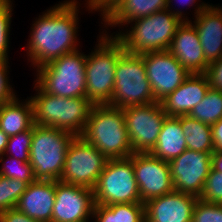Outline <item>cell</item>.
Returning <instances> with one entry per match:
<instances>
[{
  "label": "cell",
  "mask_w": 222,
  "mask_h": 222,
  "mask_svg": "<svg viewBox=\"0 0 222 222\" xmlns=\"http://www.w3.org/2000/svg\"><path fill=\"white\" fill-rule=\"evenodd\" d=\"M78 3L77 0L60 2L36 18L26 50L31 66L39 68L78 49Z\"/></svg>",
  "instance_id": "obj_1"
},
{
  "label": "cell",
  "mask_w": 222,
  "mask_h": 222,
  "mask_svg": "<svg viewBox=\"0 0 222 222\" xmlns=\"http://www.w3.org/2000/svg\"><path fill=\"white\" fill-rule=\"evenodd\" d=\"M37 95L31 96L33 122L35 125L54 127L81 136L92 106L88 98H65L45 92L37 83Z\"/></svg>",
  "instance_id": "obj_2"
},
{
  "label": "cell",
  "mask_w": 222,
  "mask_h": 222,
  "mask_svg": "<svg viewBox=\"0 0 222 222\" xmlns=\"http://www.w3.org/2000/svg\"><path fill=\"white\" fill-rule=\"evenodd\" d=\"M81 137L108 159L127 158L133 154L121 108L93 105Z\"/></svg>",
  "instance_id": "obj_3"
},
{
  "label": "cell",
  "mask_w": 222,
  "mask_h": 222,
  "mask_svg": "<svg viewBox=\"0 0 222 222\" xmlns=\"http://www.w3.org/2000/svg\"><path fill=\"white\" fill-rule=\"evenodd\" d=\"M103 34V35H102ZM94 51L85 60L86 98L94 105L108 104L113 95L116 63L125 51L114 35L102 31Z\"/></svg>",
  "instance_id": "obj_4"
},
{
  "label": "cell",
  "mask_w": 222,
  "mask_h": 222,
  "mask_svg": "<svg viewBox=\"0 0 222 222\" xmlns=\"http://www.w3.org/2000/svg\"><path fill=\"white\" fill-rule=\"evenodd\" d=\"M130 23V30L120 31L115 36L123 43L125 51L141 55L168 50L183 20L167 8Z\"/></svg>",
  "instance_id": "obj_5"
},
{
  "label": "cell",
  "mask_w": 222,
  "mask_h": 222,
  "mask_svg": "<svg viewBox=\"0 0 222 222\" xmlns=\"http://www.w3.org/2000/svg\"><path fill=\"white\" fill-rule=\"evenodd\" d=\"M75 137L54 127L33 125L29 162L36 180H60L67 150Z\"/></svg>",
  "instance_id": "obj_6"
},
{
  "label": "cell",
  "mask_w": 222,
  "mask_h": 222,
  "mask_svg": "<svg viewBox=\"0 0 222 222\" xmlns=\"http://www.w3.org/2000/svg\"><path fill=\"white\" fill-rule=\"evenodd\" d=\"M78 49L36 68L35 82L47 93L65 97L86 98L85 60ZM38 72V73H37Z\"/></svg>",
  "instance_id": "obj_7"
},
{
  "label": "cell",
  "mask_w": 222,
  "mask_h": 222,
  "mask_svg": "<svg viewBox=\"0 0 222 222\" xmlns=\"http://www.w3.org/2000/svg\"><path fill=\"white\" fill-rule=\"evenodd\" d=\"M153 102L157 101L147 78L143 58L124 51L116 63L113 95L107 105L124 109Z\"/></svg>",
  "instance_id": "obj_8"
},
{
  "label": "cell",
  "mask_w": 222,
  "mask_h": 222,
  "mask_svg": "<svg viewBox=\"0 0 222 222\" xmlns=\"http://www.w3.org/2000/svg\"><path fill=\"white\" fill-rule=\"evenodd\" d=\"M95 204L142 203L133 168V154L109 159L93 188Z\"/></svg>",
  "instance_id": "obj_9"
},
{
  "label": "cell",
  "mask_w": 222,
  "mask_h": 222,
  "mask_svg": "<svg viewBox=\"0 0 222 222\" xmlns=\"http://www.w3.org/2000/svg\"><path fill=\"white\" fill-rule=\"evenodd\" d=\"M108 160L94 145L76 136L67 150L59 181L93 189Z\"/></svg>",
  "instance_id": "obj_10"
},
{
  "label": "cell",
  "mask_w": 222,
  "mask_h": 222,
  "mask_svg": "<svg viewBox=\"0 0 222 222\" xmlns=\"http://www.w3.org/2000/svg\"><path fill=\"white\" fill-rule=\"evenodd\" d=\"M133 153H149L156 145L166 113L160 102L123 109Z\"/></svg>",
  "instance_id": "obj_11"
},
{
  "label": "cell",
  "mask_w": 222,
  "mask_h": 222,
  "mask_svg": "<svg viewBox=\"0 0 222 222\" xmlns=\"http://www.w3.org/2000/svg\"><path fill=\"white\" fill-rule=\"evenodd\" d=\"M141 57L157 102L175 91L191 74L168 50L143 53Z\"/></svg>",
  "instance_id": "obj_12"
},
{
  "label": "cell",
  "mask_w": 222,
  "mask_h": 222,
  "mask_svg": "<svg viewBox=\"0 0 222 222\" xmlns=\"http://www.w3.org/2000/svg\"><path fill=\"white\" fill-rule=\"evenodd\" d=\"M169 164L174 191L199 198L212 167V154L186 149Z\"/></svg>",
  "instance_id": "obj_13"
},
{
  "label": "cell",
  "mask_w": 222,
  "mask_h": 222,
  "mask_svg": "<svg viewBox=\"0 0 222 222\" xmlns=\"http://www.w3.org/2000/svg\"><path fill=\"white\" fill-rule=\"evenodd\" d=\"M133 168L142 203L174 191L169 162L151 153H133Z\"/></svg>",
  "instance_id": "obj_14"
},
{
  "label": "cell",
  "mask_w": 222,
  "mask_h": 222,
  "mask_svg": "<svg viewBox=\"0 0 222 222\" xmlns=\"http://www.w3.org/2000/svg\"><path fill=\"white\" fill-rule=\"evenodd\" d=\"M94 206L93 189L56 181L52 222H89Z\"/></svg>",
  "instance_id": "obj_15"
},
{
  "label": "cell",
  "mask_w": 222,
  "mask_h": 222,
  "mask_svg": "<svg viewBox=\"0 0 222 222\" xmlns=\"http://www.w3.org/2000/svg\"><path fill=\"white\" fill-rule=\"evenodd\" d=\"M198 197L173 191L144 203L145 222H192Z\"/></svg>",
  "instance_id": "obj_16"
},
{
  "label": "cell",
  "mask_w": 222,
  "mask_h": 222,
  "mask_svg": "<svg viewBox=\"0 0 222 222\" xmlns=\"http://www.w3.org/2000/svg\"><path fill=\"white\" fill-rule=\"evenodd\" d=\"M168 51L191 74L206 73L205 60L198 33L189 21H183L173 36Z\"/></svg>",
  "instance_id": "obj_17"
},
{
  "label": "cell",
  "mask_w": 222,
  "mask_h": 222,
  "mask_svg": "<svg viewBox=\"0 0 222 222\" xmlns=\"http://www.w3.org/2000/svg\"><path fill=\"white\" fill-rule=\"evenodd\" d=\"M209 88L205 73L190 74L175 91L162 99L160 104L167 116L189 115L205 97Z\"/></svg>",
  "instance_id": "obj_18"
},
{
  "label": "cell",
  "mask_w": 222,
  "mask_h": 222,
  "mask_svg": "<svg viewBox=\"0 0 222 222\" xmlns=\"http://www.w3.org/2000/svg\"><path fill=\"white\" fill-rule=\"evenodd\" d=\"M56 181L35 180L20 196L16 208L35 220L52 222Z\"/></svg>",
  "instance_id": "obj_19"
},
{
  "label": "cell",
  "mask_w": 222,
  "mask_h": 222,
  "mask_svg": "<svg viewBox=\"0 0 222 222\" xmlns=\"http://www.w3.org/2000/svg\"><path fill=\"white\" fill-rule=\"evenodd\" d=\"M192 23L204 51L205 60L210 64L222 58V6L202 10Z\"/></svg>",
  "instance_id": "obj_20"
},
{
  "label": "cell",
  "mask_w": 222,
  "mask_h": 222,
  "mask_svg": "<svg viewBox=\"0 0 222 222\" xmlns=\"http://www.w3.org/2000/svg\"><path fill=\"white\" fill-rule=\"evenodd\" d=\"M167 0H123L104 19V27H123L129 22L167 9Z\"/></svg>",
  "instance_id": "obj_21"
},
{
  "label": "cell",
  "mask_w": 222,
  "mask_h": 222,
  "mask_svg": "<svg viewBox=\"0 0 222 222\" xmlns=\"http://www.w3.org/2000/svg\"><path fill=\"white\" fill-rule=\"evenodd\" d=\"M187 149L184 133L181 128L180 116H167L155 147L149 152L166 162L177 158Z\"/></svg>",
  "instance_id": "obj_22"
},
{
  "label": "cell",
  "mask_w": 222,
  "mask_h": 222,
  "mask_svg": "<svg viewBox=\"0 0 222 222\" xmlns=\"http://www.w3.org/2000/svg\"><path fill=\"white\" fill-rule=\"evenodd\" d=\"M33 125V106L29 98L23 102L16 96L0 104V129L8 137L29 130Z\"/></svg>",
  "instance_id": "obj_23"
},
{
  "label": "cell",
  "mask_w": 222,
  "mask_h": 222,
  "mask_svg": "<svg viewBox=\"0 0 222 222\" xmlns=\"http://www.w3.org/2000/svg\"><path fill=\"white\" fill-rule=\"evenodd\" d=\"M94 222H145L144 203L95 204Z\"/></svg>",
  "instance_id": "obj_24"
},
{
  "label": "cell",
  "mask_w": 222,
  "mask_h": 222,
  "mask_svg": "<svg viewBox=\"0 0 222 222\" xmlns=\"http://www.w3.org/2000/svg\"><path fill=\"white\" fill-rule=\"evenodd\" d=\"M180 123L187 149L214 153L211 125L205 124L189 115H181Z\"/></svg>",
  "instance_id": "obj_25"
},
{
  "label": "cell",
  "mask_w": 222,
  "mask_h": 222,
  "mask_svg": "<svg viewBox=\"0 0 222 222\" xmlns=\"http://www.w3.org/2000/svg\"><path fill=\"white\" fill-rule=\"evenodd\" d=\"M189 116L208 125L219 121L222 118V91L210 87L202 101L191 110Z\"/></svg>",
  "instance_id": "obj_26"
},
{
  "label": "cell",
  "mask_w": 222,
  "mask_h": 222,
  "mask_svg": "<svg viewBox=\"0 0 222 222\" xmlns=\"http://www.w3.org/2000/svg\"><path fill=\"white\" fill-rule=\"evenodd\" d=\"M4 159H9V161ZM0 162L3 165L0 167L1 176L21 180L22 182H26L28 185L36 180L30 162L18 160L10 155L5 156L4 154L0 155Z\"/></svg>",
  "instance_id": "obj_27"
},
{
  "label": "cell",
  "mask_w": 222,
  "mask_h": 222,
  "mask_svg": "<svg viewBox=\"0 0 222 222\" xmlns=\"http://www.w3.org/2000/svg\"><path fill=\"white\" fill-rule=\"evenodd\" d=\"M27 187L28 184L26 182L0 175V213L16 208L20 196Z\"/></svg>",
  "instance_id": "obj_28"
},
{
  "label": "cell",
  "mask_w": 222,
  "mask_h": 222,
  "mask_svg": "<svg viewBox=\"0 0 222 222\" xmlns=\"http://www.w3.org/2000/svg\"><path fill=\"white\" fill-rule=\"evenodd\" d=\"M32 136L33 126L29 130L10 136L4 155L9 153V155L18 160L29 162Z\"/></svg>",
  "instance_id": "obj_29"
},
{
  "label": "cell",
  "mask_w": 222,
  "mask_h": 222,
  "mask_svg": "<svg viewBox=\"0 0 222 222\" xmlns=\"http://www.w3.org/2000/svg\"><path fill=\"white\" fill-rule=\"evenodd\" d=\"M199 199L208 203L222 204V172L211 167Z\"/></svg>",
  "instance_id": "obj_30"
},
{
  "label": "cell",
  "mask_w": 222,
  "mask_h": 222,
  "mask_svg": "<svg viewBox=\"0 0 222 222\" xmlns=\"http://www.w3.org/2000/svg\"><path fill=\"white\" fill-rule=\"evenodd\" d=\"M13 3H0V58L9 60V34L12 20Z\"/></svg>",
  "instance_id": "obj_31"
},
{
  "label": "cell",
  "mask_w": 222,
  "mask_h": 222,
  "mask_svg": "<svg viewBox=\"0 0 222 222\" xmlns=\"http://www.w3.org/2000/svg\"><path fill=\"white\" fill-rule=\"evenodd\" d=\"M192 222H222V204L208 203L198 198L193 208Z\"/></svg>",
  "instance_id": "obj_32"
},
{
  "label": "cell",
  "mask_w": 222,
  "mask_h": 222,
  "mask_svg": "<svg viewBox=\"0 0 222 222\" xmlns=\"http://www.w3.org/2000/svg\"><path fill=\"white\" fill-rule=\"evenodd\" d=\"M9 61L7 59L0 58V104L14 99L15 91H13L12 85L9 83Z\"/></svg>",
  "instance_id": "obj_33"
},
{
  "label": "cell",
  "mask_w": 222,
  "mask_h": 222,
  "mask_svg": "<svg viewBox=\"0 0 222 222\" xmlns=\"http://www.w3.org/2000/svg\"><path fill=\"white\" fill-rule=\"evenodd\" d=\"M123 0H87L88 11H99L102 15V20Z\"/></svg>",
  "instance_id": "obj_34"
},
{
  "label": "cell",
  "mask_w": 222,
  "mask_h": 222,
  "mask_svg": "<svg viewBox=\"0 0 222 222\" xmlns=\"http://www.w3.org/2000/svg\"><path fill=\"white\" fill-rule=\"evenodd\" d=\"M205 74L210 87L222 91V58L210 63Z\"/></svg>",
  "instance_id": "obj_35"
},
{
  "label": "cell",
  "mask_w": 222,
  "mask_h": 222,
  "mask_svg": "<svg viewBox=\"0 0 222 222\" xmlns=\"http://www.w3.org/2000/svg\"><path fill=\"white\" fill-rule=\"evenodd\" d=\"M168 1V5H167V8L168 10L172 11L176 16H178L179 18H181L183 21H189V19L187 18V16H184L186 14H183L182 11L174 8V10H172L173 8V5L171 3H173V1H176V0H167ZM178 2H180L179 4H182L183 6H193L194 4L197 5V7H195V13H194V16L196 17L202 10L204 9H207L209 7H211L212 5L210 4H206L204 2H202L201 4L198 5V3L196 2H199V0H177ZM176 1V2H177ZM185 4V5H184ZM172 5V6H171Z\"/></svg>",
  "instance_id": "obj_36"
},
{
  "label": "cell",
  "mask_w": 222,
  "mask_h": 222,
  "mask_svg": "<svg viewBox=\"0 0 222 222\" xmlns=\"http://www.w3.org/2000/svg\"><path fill=\"white\" fill-rule=\"evenodd\" d=\"M0 222H44L30 218L28 215L19 211L17 208H11L0 213Z\"/></svg>",
  "instance_id": "obj_37"
},
{
  "label": "cell",
  "mask_w": 222,
  "mask_h": 222,
  "mask_svg": "<svg viewBox=\"0 0 222 222\" xmlns=\"http://www.w3.org/2000/svg\"><path fill=\"white\" fill-rule=\"evenodd\" d=\"M214 152H222V118L211 125Z\"/></svg>",
  "instance_id": "obj_38"
},
{
  "label": "cell",
  "mask_w": 222,
  "mask_h": 222,
  "mask_svg": "<svg viewBox=\"0 0 222 222\" xmlns=\"http://www.w3.org/2000/svg\"><path fill=\"white\" fill-rule=\"evenodd\" d=\"M212 168L222 172V152H214L212 154Z\"/></svg>",
  "instance_id": "obj_39"
},
{
  "label": "cell",
  "mask_w": 222,
  "mask_h": 222,
  "mask_svg": "<svg viewBox=\"0 0 222 222\" xmlns=\"http://www.w3.org/2000/svg\"><path fill=\"white\" fill-rule=\"evenodd\" d=\"M8 136L0 129V155L4 154L7 143H8Z\"/></svg>",
  "instance_id": "obj_40"
},
{
  "label": "cell",
  "mask_w": 222,
  "mask_h": 222,
  "mask_svg": "<svg viewBox=\"0 0 222 222\" xmlns=\"http://www.w3.org/2000/svg\"><path fill=\"white\" fill-rule=\"evenodd\" d=\"M12 1L11 0H0V3H12Z\"/></svg>",
  "instance_id": "obj_41"
}]
</instances>
